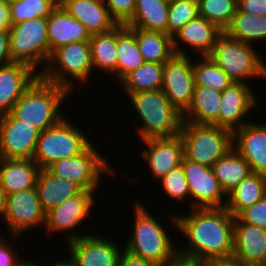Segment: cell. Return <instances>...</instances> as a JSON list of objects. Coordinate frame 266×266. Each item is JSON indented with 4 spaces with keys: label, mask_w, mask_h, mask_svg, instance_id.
I'll return each mask as SVG.
<instances>
[{
    "label": "cell",
    "mask_w": 266,
    "mask_h": 266,
    "mask_svg": "<svg viewBox=\"0 0 266 266\" xmlns=\"http://www.w3.org/2000/svg\"><path fill=\"white\" fill-rule=\"evenodd\" d=\"M188 211L186 215L169 212V223L188 241L186 247L179 245L178 253L204 262L233 256L235 217L225 207Z\"/></svg>",
    "instance_id": "6da1fadb"
},
{
    "label": "cell",
    "mask_w": 266,
    "mask_h": 266,
    "mask_svg": "<svg viewBox=\"0 0 266 266\" xmlns=\"http://www.w3.org/2000/svg\"><path fill=\"white\" fill-rule=\"evenodd\" d=\"M135 202L133 230L124 247L156 266H164L178 252V246L162 221L151 215L141 201Z\"/></svg>",
    "instance_id": "7a4b0ae2"
},
{
    "label": "cell",
    "mask_w": 266,
    "mask_h": 266,
    "mask_svg": "<svg viewBox=\"0 0 266 266\" xmlns=\"http://www.w3.org/2000/svg\"><path fill=\"white\" fill-rule=\"evenodd\" d=\"M70 94L66 88L49 83L39 76L14 104L10 113L42 132L66 116L60 108Z\"/></svg>",
    "instance_id": "3957f363"
},
{
    "label": "cell",
    "mask_w": 266,
    "mask_h": 266,
    "mask_svg": "<svg viewBox=\"0 0 266 266\" xmlns=\"http://www.w3.org/2000/svg\"><path fill=\"white\" fill-rule=\"evenodd\" d=\"M127 95L142 121L141 124L143 123L137 126L140 140L172 137L180 133L183 115L171 104L161 89Z\"/></svg>",
    "instance_id": "277c9868"
},
{
    "label": "cell",
    "mask_w": 266,
    "mask_h": 266,
    "mask_svg": "<svg viewBox=\"0 0 266 266\" xmlns=\"http://www.w3.org/2000/svg\"><path fill=\"white\" fill-rule=\"evenodd\" d=\"M93 72L90 43L84 41L69 43L55 49L40 77L49 83L66 88L71 93L78 87L77 82L80 86L86 81L88 83Z\"/></svg>",
    "instance_id": "5b68a950"
},
{
    "label": "cell",
    "mask_w": 266,
    "mask_h": 266,
    "mask_svg": "<svg viewBox=\"0 0 266 266\" xmlns=\"http://www.w3.org/2000/svg\"><path fill=\"white\" fill-rule=\"evenodd\" d=\"M260 55L253 44L232 39L223 32L209 57L232 82L248 85L252 79H266V63Z\"/></svg>",
    "instance_id": "8992f818"
},
{
    "label": "cell",
    "mask_w": 266,
    "mask_h": 266,
    "mask_svg": "<svg viewBox=\"0 0 266 266\" xmlns=\"http://www.w3.org/2000/svg\"><path fill=\"white\" fill-rule=\"evenodd\" d=\"M70 120L66 116L54 126L40 132L32 160L41 169H47L56 161L82 153L92 143L84 130L77 128Z\"/></svg>",
    "instance_id": "52a82bcc"
},
{
    "label": "cell",
    "mask_w": 266,
    "mask_h": 266,
    "mask_svg": "<svg viewBox=\"0 0 266 266\" xmlns=\"http://www.w3.org/2000/svg\"><path fill=\"white\" fill-rule=\"evenodd\" d=\"M179 135L183 140L184 157L209 167L233 148V133L217 125L183 121Z\"/></svg>",
    "instance_id": "ba28073f"
},
{
    "label": "cell",
    "mask_w": 266,
    "mask_h": 266,
    "mask_svg": "<svg viewBox=\"0 0 266 266\" xmlns=\"http://www.w3.org/2000/svg\"><path fill=\"white\" fill-rule=\"evenodd\" d=\"M9 33L12 61L26 64L40 75L49 60L47 18L11 25Z\"/></svg>",
    "instance_id": "9c48e42d"
},
{
    "label": "cell",
    "mask_w": 266,
    "mask_h": 266,
    "mask_svg": "<svg viewBox=\"0 0 266 266\" xmlns=\"http://www.w3.org/2000/svg\"><path fill=\"white\" fill-rule=\"evenodd\" d=\"M115 169V170H114ZM47 170L78 184L83 190L98 192L102 175L116 176V168L98 152L92 142L82 153L52 163ZM98 189V190H97ZM97 190V191H96Z\"/></svg>",
    "instance_id": "30bf717a"
},
{
    "label": "cell",
    "mask_w": 266,
    "mask_h": 266,
    "mask_svg": "<svg viewBox=\"0 0 266 266\" xmlns=\"http://www.w3.org/2000/svg\"><path fill=\"white\" fill-rule=\"evenodd\" d=\"M96 193L82 190L78 195L67 198L64 202L46 213L44 229L47 233L45 235L49 237L54 234L56 235V233L65 234L64 232H66L65 240L67 243L86 236L85 232L84 234L77 230L75 232V229L81 226L88 216H91L90 212L94 209Z\"/></svg>",
    "instance_id": "8fae6325"
},
{
    "label": "cell",
    "mask_w": 266,
    "mask_h": 266,
    "mask_svg": "<svg viewBox=\"0 0 266 266\" xmlns=\"http://www.w3.org/2000/svg\"><path fill=\"white\" fill-rule=\"evenodd\" d=\"M46 214L42 209L35 188L17 191L6 196L3 223L8 228L10 238L20 237L30 229L44 228Z\"/></svg>",
    "instance_id": "7c38bea8"
},
{
    "label": "cell",
    "mask_w": 266,
    "mask_h": 266,
    "mask_svg": "<svg viewBox=\"0 0 266 266\" xmlns=\"http://www.w3.org/2000/svg\"><path fill=\"white\" fill-rule=\"evenodd\" d=\"M87 233L66 243L70 257L63 258L67 266H118L122 248L114 238Z\"/></svg>",
    "instance_id": "4fadbf2b"
},
{
    "label": "cell",
    "mask_w": 266,
    "mask_h": 266,
    "mask_svg": "<svg viewBox=\"0 0 266 266\" xmlns=\"http://www.w3.org/2000/svg\"><path fill=\"white\" fill-rule=\"evenodd\" d=\"M186 180L189 185L190 209L224 208L227 204V195L222 190L219 181L214 175L212 167L192 162L182 158Z\"/></svg>",
    "instance_id": "5bb4252c"
},
{
    "label": "cell",
    "mask_w": 266,
    "mask_h": 266,
    "mask_svg": "<svg viewBox=\"0 0 266 266\" xmlns=\"http://www.w3.org/2000/svg\"><path fill=\"white\" fill-rule=\"evenodd\" d=\"M192 58L174 54L164 63L161 90L182 115L190 107L195 90Z\"/></svg>",
    "instance_id": "9a60e30c"
},
{
    "label": "cell",
    "mask_w": 266,
    "mask_h": 266,
    "mask_svg": "<svg viewBox=\"0 0 266 266\" xmlns=\"http://www.w3.org/2000/svg\"><path fill=\"white\" fill-rule=\"evenodd\" d=\"M40 130L11 113L0 116V158L32 159Z\"/></svg>",
    "instance_id": "2e32d148"
},
{
    "label": "cell",
    "mask_w": 266,
    "mask_h": 266,
    "mask_svg": "<svg viewBox=\"0 0 266 266\" xmlns=\"http://www.w3.org/2000/svg\"><path fill=\"white\" fill-rule=\"evenodd\" d=\"M252 84L232 82L221 93V106L218 120L213 124L234 133L243 125L251 122L246 120L253 109L257 108V95H255Z\"/></svg>",
    "instance_id": "e0dca14e"
},
{
    "label": "cell",
    "mask_w": 266,
    "mask_h": 266,
    "mask_svg": "<svg viewBox=\"0 0 266 266\" xmlns=\"http://www.w3.org/2000/svg\"><path fill=\"white\" fill-rule=\"evenodd\" d=\"M222 33L223 31L215 24L198 16L190 20L172 36L174 54L190 56L186 53L188 50H185L189 46L191 52L197 53L196 57L197 55L199 57L209 56Z\"/></svg>",
    "instance_id": "ac0fdd59"
},
{
    "label": "cell",
    "mask_w": 266,
    "mask_h": 266,
    "mask_svg": "<svg viewBox=\"0 0 266 266\" xmlns=\"http://www.w3.org/2000/svg\"><path fill=\"white\" fill-rule=\"evenodd\" d=\"M146 147L141 150L142 157L154 177L158 182L171 170L181 165L184 157V145L181 136L149 138L141 140Z\"/></svg>",
    "instance_id": "d6986e66"
},
{
    "label": "cell",
    "mask_w": 266,
    "mask_h": 266,
    "mask_svg": "<svg viewBox=\"0 0 266 266\" xmlns=\"http://www.w3.org/2000/svg\"><path fill=\"white\" fill-rule=\"evenodd\" d=\"M233 148L251 171L266 176V123L251 121L233 133Z\"/></svg>",
    "instance_id": "ffe728a7"
},
{
    "label": "cell",
    "mask_w": 266,
    "mask_h": 266,
    "mask_svg": "<svg viewBox=\"0 0 266 266\" xmlns=\"http://www.w3.org/2000/svg\"><path fill=\"white\" fill-rule=\"evenodd\" d=\"M40 75L23 63L0 67V116L10 113L14 104Z\"/></svg>",
    "instance_id": "44dd1931"
},
{
    "label": "cell",
    "mask_w": 266,
    "mask_h": 266,
    "mask_svg": "<svg viewBox=\"0 0 266 266\" xmlns=\"http://www.w3.org/2000/svg\"><path fill=\"white\" fill-rule=\"evenodd\" d=\"M233 256L248 266H266V229L235 217Z\"/></svg>",
    "instance_id": "7402d4cb"
},
{
    "label": "cell",
    "mask_w": 266,
    "mask_h": 266,
    "mask_svg": "<svg viewBox=\"0 0 266 266\" xmlns=\"http://www.w3.org/2000/svg\"><path fill=\"white\" fill-rule=\"evenodd\" d=\"M47 33L49 58L58 47L69 43L89 41L92 36L87 28L69 15L60 4L47 17Z\"/></svg>",
    "instance_id": "603a6c76"
},
{
    "label": "cell",
    "mask_w": 266,
    "mask_h": 266,
    "mask_svg": "<svg viewBox=\"0 0 266 266\" xmlns=\"http://www.w3.org/2000/svg\"><path fill=\"white\" fill-rule=\"evenodd\" d=\"M64 10L93 34L110 32L118 26L104 3L91 0H59Z\"/></svg>",
    "instance_id": "cb8c5ba5"
},
{
    "label": "cell",
    "mask_w": 266,
    "mask_h": 266,
    "mask_svg": "<svg viewBox=\"0 0 266 266\" xmlns=\"http://www.w3.org/2000/svg\"><path fill=\"white\" fill-rule=\"evenodd\" d=\"M40 170L32 159L0 158V183L6 195L35 188Z\"/></svg>",
    "instance_id": "d4e9b609"
},
{
    "label": "cell",
    "mask_w": 266,
    "mask_h": 266,
    "mask_svg": "<svg viewBox=\"0 0 266 266\" xmlns=\"http://www.w3.org/2000/svg\"><path fill=\"white\" fill-rule=\"evenodd\" d=\"M36 190L42 209L46 214L67 198L78 195L83 189L68 179L58 177L47 169H41L37 178Z\"/></svg>",
    "instance_id": "484cf974"
},
{
    "label": "cell",
    "mask_w": 266,
    "mask_h": 266,
    "mask_svg": "<svg viewBox=\"0 0 266 266\" xmlns=\"http://www.w3.org/2000/svg\"><path fill=\"white\" fill-rule=\"evenodd\" d=\"M221 92L202 85H195L193 99L183 114V121L213 125L219 117Z\"/></svg>",
    "instance_id": "4316f807"
},
{
    "label": "cell",
    "mask_w": 266,
    "mask_h": 266,
    "mask_svg": "<svg viewBox=\"0 0 266 266\" xmlns=\"http://www.w3.org/2000/svg\"><path fill=\"white\" fill-rule=\"evenodd\" d=\"M170 0H136L132 19L125 25L167 34Z\"/></svg>",
    "instance_id": "83f0119b"
},
{
    "label": "cell",
    "mask_w": 266,
    "mask_h": 266,
    "mask_svg": "<svg viewBox=\"0 0 266 266\" xmlns=\"http://www.w3.org/2000/svg\"><path fill=\"white\" fill-rule=\"evenodd\" d=\"M266 195V176L252 172L228 195L226 209L236 217Z\"/></svg>",
    "instance_id": "f1b7e54d"
},
{
    "label": "cell",
    "mask_w": 266,
    "mask_h": 266,
    "mask_svg": "<svg viewBox=\"0 0 266 266\" xmlns=\"http://www.w3.org/2000/svg\"><path fill=\"white\" fill-rule=\"evenodd\" d=\"M93 70L113 74L117 79V27L110 32L93 34L89 40Z\"/></svg>",
    "instance_id": "f546056e"
},
{
    "label": "cell",
    "mask_w": 266,
    "mask_h": 266,
    "mask_svg": "<svg viewBox=\"0 0 266 266\" xmlns=\"http://www.w3.org/2000/svg\"><path fill=\"white\" fill-rule=\"evenodd\" d=\"M145 62L164 64L173 55L172 37L166 33L139 28H129Z\"/></svg>",
    "instance_id": "4dcf8cb0"
},
{
    "label": "cell",
    "mask_w": 266,
    "mask_h": 266,
    "mask_svg": "<svg viewBox=\"0 0 266 266\" xmlns=\"http://www.w3.org/2000/svg\"><path fill=\"white\" fill-rule=\"evenodd\" d=\"M212 169L226 195L252 173L249 163L234 148L220 158Z\"/></svg>",
    "instance_id": "1f68e13d"
},
{
    "label": "cell",
    "mask_w": 266,
    "mask_h": 266,
    "mask_svg": "<svg viewBox=\"0 0 266 266\" xmlns=\"http://www.w3.org/2000/svg\"><path fill=\"white\" fill-rule=\"evenodd\" d=\"M224 33L232 39L250 44L266 41V16L251 15L237 8Z\"/></svg>",
    "instance_id": "d6a6232c"
},
{
    "label": "cell",
    "mask_w": 266,
    "mask_h": 266,
    "mask_svg": "<svg viewBox=\"0 0 266 266\" xmlns=\"http://www.w3.org/2000/svg\"><path fill=\"white\" fill-rule=\"evenodd\" d=\"M117 81L145 63L135 34L125 25L117 26Z\"/></svg>",
    "instance_id": "836d02e7"
},
{
    "label": "cell",
    "mask_w": 266,
    "mask_h": 266,
    "mask_svg": "<svg viewBox=\"0 0 266 266\" xmlns=\"http://www.w3.org/2000/svg\"><path fill=\"white\" fill-rule=\"evenodd\" d=\"M164 64L145 62L128 73L119 83L127 94L159 90L163 83Z\"/></svg>",
    "instance_id": "e575fe53"
},
{
    "label": "cell",
    "mask_w": 266,
    "mask_h": 266,
    "mask_svg": "<svg viewBox=\"0 0 266 266\" xmlns=\"http://www.w3.org/2000/svg\"><path fill=\"white\" fill-rule=\"evenodd\" d=\"M193 57V71L195 85L210 87L218 92H223L232 81L226 73L209 57Z\"/></svg>",
    "instance_id": "d590c367"
},
{
    "label": "cell",
    "mask_w": 266,
    "mask_h": 266,
    "mask_svg": "<svg viewBox=\"0 0 266 266\" xmlns=\"http://www.w3.org/2000/svg\"><path fill=\"white\" fill-rule=\"evenodd\" d=\"M59 5V0L9 1L11 25L29 19L47 18Z\"/></svg>",
    "instance_id": "8d00e7d4"
},
{
    "label": "cell",
    "mask_w": 266,
    "mask_h": 266,
    "mask_svg": "<svg viewBox=\"0 0 266 266\" xmlns=\"http://www.w3.org/2000/svg\"><path fill=\"white\" fill-rule=\"evenodd\" d=\"M199 16L215 24L223 32L237 11V0H197Z\"/></svg>",
    "instance_id": "74e56055"
},
{
    "label": "cell",
    "mask_w": 266,
    "mask_h": 266,
    "mask_svg": "<svg viewBox=\"0 0 266 266\" xmlns=\"http://www.w3.org/2000/svg\"><path fill=\"white\" fill-rule=\"evenodd\" d=\"M199 16L197 0H170L167 34L171 37L190 20Z\"/></svg>",
    "instance_id": "f35d334b"
},
{
    "label": "cell",
    "mask_w": 266,
    "mask_h": 266,
    "mask_svg": "<svg viewBox=\"0 0 266 266\" xmlns=\"http://www.w3.org/2000/svg\"><path fill=\"white\" fill-rule=\"evenodd\" d=\"M163 192L167 198L176 202H184L190 200L189 185L185 177L182 165L171 170L166 176L159 180Z\"/></svg>",
    "instance_id": "ab89813d"
},
{
    "label": "cell",
    "mask_w": 266,
    "mask_h": 266,
    "mask_svg": "<svg viewBox=\"0 0 266 266\" xmlns=\"http://www.w3.org/2000/svg\"><path fill=\"white\" fill-rule=\"evenodd\" d=\"M236 218L240 222L266 229V195L260 201L242 210Z\"/></svg>",
    "instance_id": "60d3db41"
},
{
    "label": "cell",
    "mask_w": 266,
    "mask_h": 266,
    "mask_svg": "<svg viewBox=\"0 0 266 266\" xmlns=\"http://www.w3.org/2000/svg\"><path fill=\"white\" fill-rule=\"evenodd\" d=\"M136 0H107L106 6L118 25H126L133 17Z\"/></svg>",
    "instance_id": "b9f144b4"
},
{
    "label": "cell",
    "mask_w": 266,
    "mask_h": 266,
    "mask_svg": "<svg viewBox=\"0 0 266 266\" xmlns=\"http://www.w3.org/2000/svg\"><path fill=\"white\" fill-rule=\"evenodd\" d=\"M3 238V235H0V266H20L24 259L19 258V255L14 251L16 250L13 247L14 241L17 240V237H12V239ZM15 239V240H14ZM11 240V241H10ZM10 241V242H9ZM13 243V244H12Z\"/></svg>",
    "instance_id": "7bdbcfd3"
},
{
    "label": "cell",
    "mask_w": 266,
    "mask_h": 266,
    "mask_svg": "<svg viewBox=\"0 0 266 266\" xmlns=\"http://www.w3.org/2000/svg\"><path fill=\"white\" fill-rule=\"evenodd\" d=\"M237 8L251 15L266 16V0H237Z\"/></svg>",
    "instance_id": "ee69618b"
},
{
    "label": "cell",
    "mask_w": 266,
    "mask_h": 266,
    "mask_svg": "<svg viewBox=\"0 0 266 266\" xmlns=\"http://www.w3.org/2000/svg\"><path fill=\"white\" fill-rule=\"evenodd\" d=\"M13 63L9 30H0V67Z\"/></svg>",
    "instance_id": "f6af8a7d"
},
{
    "label": "cell",
    "mask_w": 266,
    "mask_h": 266,
    "mask_svg": "<svg viewBox=\"0 0 266 266\" xmlns=\"http://www.w3.org/2000/svg\"><path fill=\"white\" fill-rule=\"evenodd\" d=\"M118 266H156L142 257L136 256L123 248Z\"/></svg>",
    "instance_id": "bcb514c9"
},
{
    "label": "cell",
    "mask_w": 266,
    "mask_h": 266,
    "mask_svg": "<svg viewBox=\"0 0 266 266\" xmlns=\"http://www.w3.org/2000/svg\"><path fill=\"white\" fill-rule=\"evenodd\" d=\"M164 266H206V262L177 252Z\"/></svg>",
    "instance_id": "7dc6e473"
},
{
    "label": "cell",
    "mask_w": 266,
    "mask_h": 266,
    "mask_svg": "<svg viewBox=\"0 0 266 266\" xmlns=\"http://www.w3.org/2000/svg\"><path fill=\"white\" fill-rule=\"evenodd\" d=\"M11 26L8 0H0V30H9Z\"/></svg>",
    "instance_id": "c3c4849f"
},
{
    "label": "cell",
    "mask_w": 266,
    "mask_h": 266,
    "mask_svg": "<svg viewBox=\"0 0 266 266\" xmlns=\"http://www.w3.org/2000/svg\"><path fill=\"white\" fill-rule=\"evenodd\" d=\"M206 266H248L236 257L215 258L206 262Z\"/></svg>",
    "instance_id": "681fc988"
},
{
    "label": "cell",
    "mask_w": 266,
    "mask_h": 266,
    "mask_svg": "<svg viewBox=\"0 0 266 266\" xmlns=\"http://www.w3.org/2000/svg\"><path fill=\"white\" fill-rule=\"evenodd\" d=\"M62 263H63V259L60 258L59 260H55L52 265H48V266H60ZM20 266H47V265L42 264L40 261L38 264L36 263V261L34 262L28 259H24L22 263L20 264Z\"/></svg>",
    "instance_id": "f907efd6"
},
{
    "label": "cell",
    "mask_w": 266,
    "mask_h": 266,
    "mask_svg": "<svg viewBox=\"0 0 266 266\" xmlns=\"http://www.w3.org/2000/svg\"><path fill=\"white\" fill-rule=\"evenodd\" d=\"M6 193L5 190L3 189L1 183H0V219L2 220L4 217L5 213V208H6Z\"/></svg>",
    "instance_id": "816d5d0a"
},
{
    "label": "cell",
    "mask_w": 266,
    "mask_h": 266,
    "mask_svg": "<svg viewBox=\"0 0 266 266\" xmlns=\"http://www.w3.org/2000/svg\"><path fill=\"white\" fill-rule=\"evenodd\" d=\"M91 1L101 2V3H104V4H106V2H107V0H91Z\"/></svg>",
    "instance_id": "f5cc1de1"
}]
</instances>
